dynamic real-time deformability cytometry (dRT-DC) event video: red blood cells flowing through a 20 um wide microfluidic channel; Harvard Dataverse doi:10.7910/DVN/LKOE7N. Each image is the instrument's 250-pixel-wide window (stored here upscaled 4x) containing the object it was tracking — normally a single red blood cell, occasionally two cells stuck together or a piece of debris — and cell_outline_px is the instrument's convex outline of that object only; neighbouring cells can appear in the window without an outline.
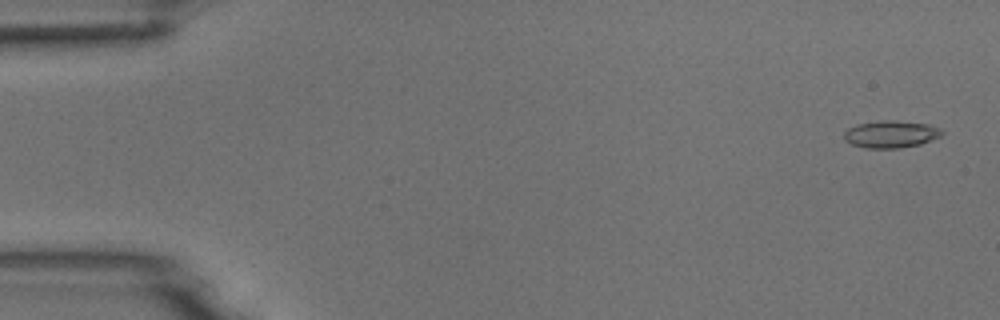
{"species": "common noctule bat (a hibernating species)", "species_latin": "Nyctalus noctula", "temperature_condition": "room temperature", "stored_images_in_passage": 4, "camera_frame_rate_fps": 3000, "um_per_image_px": 0.085, "animal": {"sex": "male", "body_mass_g": 18.8}, "frame": {"image": 1, "passage_image": 1, "time_ms": 0.0, "image_size_px": [1000, 320], "cell_outline_px": [[944, 132], [940, 136], [920, 144], [900, 148], [864, 148], [852, 144], [844, 140], [844, 132], [848, 128], [856, 124], [880, 120], [892, 120], [928, 124], [940, 128]], "centroid_in_image_um": [75.7, 11.4], "position_along_channel_um": 9.3, "area_um2": 15.55}}